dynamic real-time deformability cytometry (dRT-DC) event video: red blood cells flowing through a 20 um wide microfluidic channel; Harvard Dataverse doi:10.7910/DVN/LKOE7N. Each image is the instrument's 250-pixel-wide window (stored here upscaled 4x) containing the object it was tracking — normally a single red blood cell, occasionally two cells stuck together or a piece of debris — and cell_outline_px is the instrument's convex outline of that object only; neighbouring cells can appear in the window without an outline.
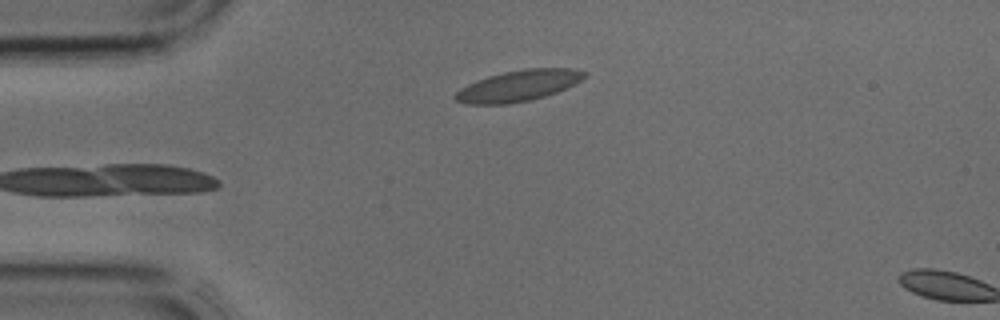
{"species": "common noctule bat (a hibernating species)", "species_latin": "Nyctalus noctula", "temperature_condition": "cold", "stored_images_in_passage": 4, "camera_frame_rate_fps": 3000, "um_per_image_px": 0.085, "animal": {"sex": "male", "body_mass_g": 17.9, "forearm_length_mm": 54.2}, "frame": {"image": 1, "passage_image": 3, "time_ms": 0.667, "image_size_px": [1000, 320], "cell_outline_px": [[588, 76], [576, 84], [556, 92], [544, 96], [528, 100], [508, 104], [468, 104], [456, 100], [452, 96], [460, 88], [476, 80], [488, 76], [504, 72], [524, 68], [572, 68], [588, 72]], "centroid_in_image_um": [44.09, 7.27], "position_along_channel_um": 40.9, "area_um2": 23.47}}